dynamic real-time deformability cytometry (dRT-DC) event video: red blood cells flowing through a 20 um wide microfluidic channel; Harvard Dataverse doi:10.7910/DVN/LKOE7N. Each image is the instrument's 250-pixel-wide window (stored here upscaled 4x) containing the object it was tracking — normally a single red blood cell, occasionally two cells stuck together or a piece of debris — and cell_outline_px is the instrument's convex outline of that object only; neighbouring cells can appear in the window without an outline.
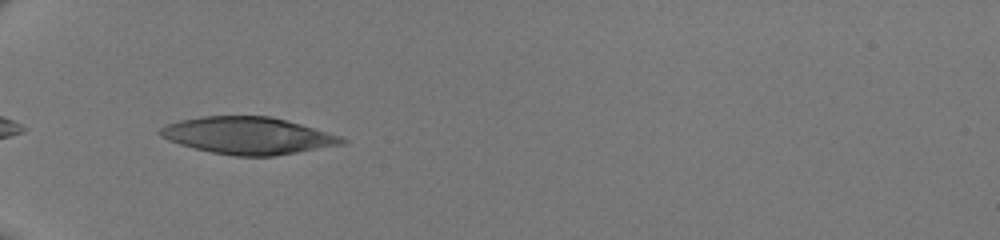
{"species": "human", "species_latin": "Homo sapiens", "temperature_condition": "room temperature", "stored_images_in_passage": 31, "camera_frame_rate_fps": 3000, "um_per_image_px": 0.085, "donor": {"sex": "male"}, "frame": {"image": 1, "passage_image": 1, "time_ms": 0.0, "image_size_px": [1000, 240], "cell_outline_px": [[348, 140], [344, 144], [276, 156], [236, 156], [212, 152], [180, 144], [168, 140], [160, 136], [156, 132], [164, 124], [180, 120], [200, 116], [268, 116], [300, 124], [340, 136]], "centroid_in_image_um": [21.04, 11.53], "position_along_channel_um": 64.0, "area_um2": 39.13}}
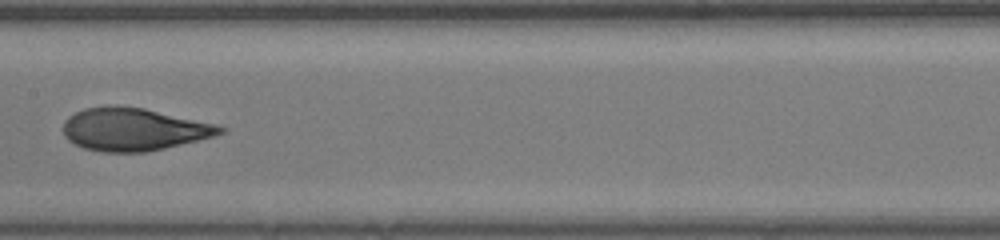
{"frame": {"image": 2, "passage_image": 11, "time_ms": 3.333, "image_size_px": [1000, 240], "cell_outline_px": [[228, 128], [224, 132], [216, 136], [164, 148], [144, 152], [104, 152], [84, 148], [68, 140], [64, 136], [64, 120], [68, 116], [84, 108], [108, 104], [116, 104], [144, 108], [216, 124]], "centroid_in_image_um": [11.36, 10.97], "position_along_channel_um": 196.0, "area_um2": 39.3}}
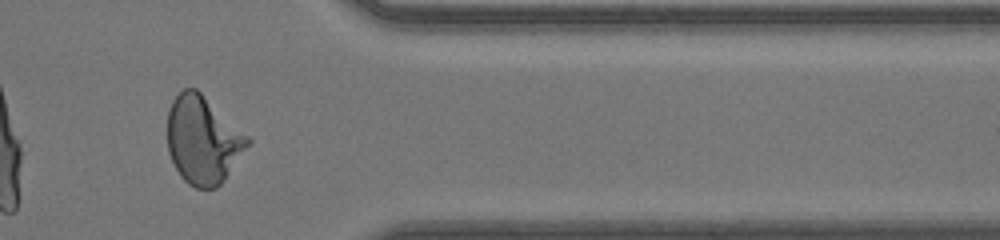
{"frame": {"image": 3, "passage_image": 25, "time_ms": 8.0, "image_size_px": [1000, 240], "cell_outline_px": [[252, 140], [224, 180], [216, 188], [196, 188], [188, 184], [180, 176], [168, 152], [168, 108], [172, 100], [184, 88], [196, 88], [248, 136]], "centroid_in_image_um": [17.23, 11.9], "position_along_channel_um": 394.2, "area_um2": 40.69}}